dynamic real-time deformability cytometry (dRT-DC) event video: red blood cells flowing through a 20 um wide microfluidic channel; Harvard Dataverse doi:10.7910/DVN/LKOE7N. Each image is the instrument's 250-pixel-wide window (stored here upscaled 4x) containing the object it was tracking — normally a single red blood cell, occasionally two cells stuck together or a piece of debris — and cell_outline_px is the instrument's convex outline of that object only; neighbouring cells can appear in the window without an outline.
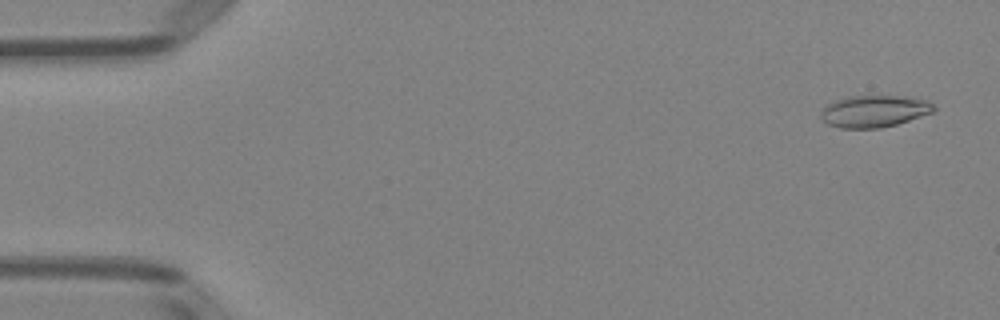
{"species": "Egyptian fruit bat (a non-hibernating species)", "species_latin": "Rousettus aegyptiacus", "temperature_condition": "room temperature", "stored_images_in_passage": 51, "camera_frame_rate_fps": 3000, "um_per_image_px": 0.085, "animal": {"sex": "female"}, "frame": {"image": 1, "passage_image": 2, "time_ms": 0.333, "image_size_px": [1000, 320], "cell_outline_px": [[936, 112], [896, 124], [880, 128], [840, 128], [828, 124], [820, 116], [820, 112], [828, 104], [836, 100], [848, 96], [904, 96], [928, 100], [936, 108]], "centroid_in_image_um": [74.35, 9.45], "position_along_channel_um": 10.7, "area_um2": 21.04}}
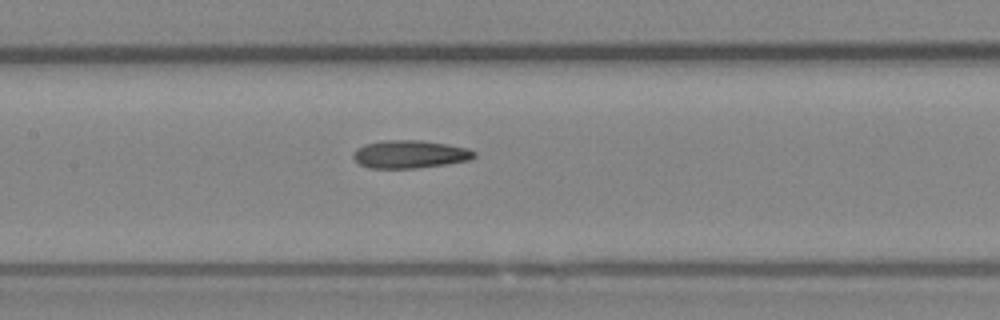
{"frame": {"image": 2, "passage_image": 24, "time_ms": 7.667, "image_size_px": [1000, 320], "cell_outline_px": [[476, 156], [468, 160], [444, 164], [416, 168], [368, 168], [360, 164], [352, 156], [352, 152], [356, 148], [364, 144], [384, 140], [420, 140], [448, 144], [468, 148], [476, 152]], "centroid_in_image_um": [34.81, 13.1], "position_along_channel_um": 172.6, "area_um2": 19.71}}
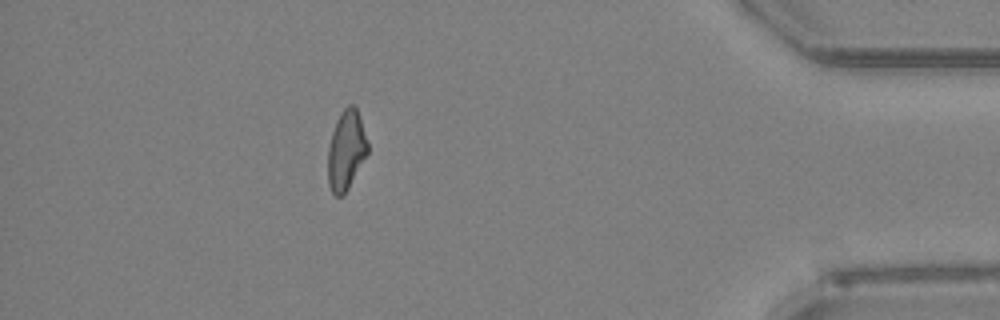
{"frame": {"image": 3, "passage_image": 45, "time_ms": 14.667, "image_size_px": [1000, 320], "cell_outline_px": [[368, 152], [344, 196], [336, 196], [332, 192], [328, 184], [328, 148], [332, 132], [336, 120], [340, 112], [348, 104], [356, 104], [368, 144]], "centroid_in_image_um": [29.42, 12.75], "position_along_channel_um": 405.8, "area_um2": 18.5}, "authors_computed_cell_mechanics": {"area_um2": 19.4786, "velocity_mm_per_s": 4.0033, "shape_relaxation_time_tau1_ms": null, "shape_relaxation_time_tau2_ms": 3.1745, "deformation_change_tau1": null, "deformation_change_tau2": 0.126}}